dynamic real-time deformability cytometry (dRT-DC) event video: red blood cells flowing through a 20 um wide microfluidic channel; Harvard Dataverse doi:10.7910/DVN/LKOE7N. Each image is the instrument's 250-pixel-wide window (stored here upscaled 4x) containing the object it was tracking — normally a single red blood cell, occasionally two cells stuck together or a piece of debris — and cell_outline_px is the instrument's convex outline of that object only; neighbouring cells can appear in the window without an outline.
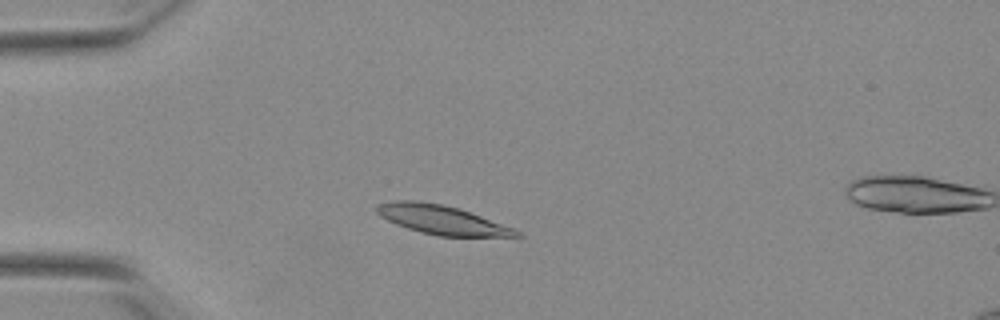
{"species": "Egyptian fruit bat (a non-hibernating species)", "species_latin": "Rousettus aegyptiacus", "temperature_condition": "warm", "stored_images_in_passage": 8, "camera_frame_rate_fps": 3000, "um_per_image_px": 0.085, "animal": {"sex": "female"}, "frame": {"image": 1, "passage_image": 5, "time_ms": 1.333, "image_size_px": [1000, 320], "cell_outline_px": [[524, 236], [440, 236], [420, 232], [396, 224], [380, 216], [376, 212], [376, 208], [380, 204], [392, 200], [412, 200], [440, 204], [460, 208], [516, 228]], "centroid_in_image_um": [37.59, 18.68], "position_along_channel_um": 47.4, "area_um2": 23.58}}